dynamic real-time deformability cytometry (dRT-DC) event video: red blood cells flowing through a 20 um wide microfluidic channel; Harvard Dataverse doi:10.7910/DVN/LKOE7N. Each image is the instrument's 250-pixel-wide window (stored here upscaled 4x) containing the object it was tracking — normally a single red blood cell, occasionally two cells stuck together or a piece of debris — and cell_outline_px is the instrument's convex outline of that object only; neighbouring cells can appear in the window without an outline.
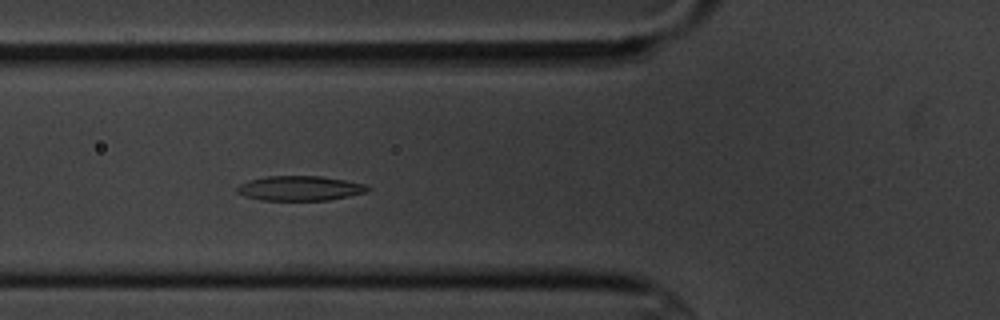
{"species": "common noctule bat (a hibernating species)", "species_latin": "Nyctalus noctula", "temperature_condition": "cold", "stored_images_in_passage": 6, "camera_frame_rate_fps": 3000, "um_per_image_px": 0.085, "animal": {"sex": "male", "body_mass_g": 20.1, "forearm_length_mm": 53.5}, "frame": {"image": 1, "passage_image": 5, "time_ms": 4.667, "image_size_px": [1000, 320], "cell_outline_px": [[372, 188], [368, 192], [328, 200], [260, 200], [244, 196], [236, 192], [236, 188], [240, 184], [248, 180], [264, 176], [320, 176], [344, 180], [364, 184]], "centroid_in_image_um": [25.46, 16.0], "position_along_channel_um": 100.3, "area_um2": 18.9}}
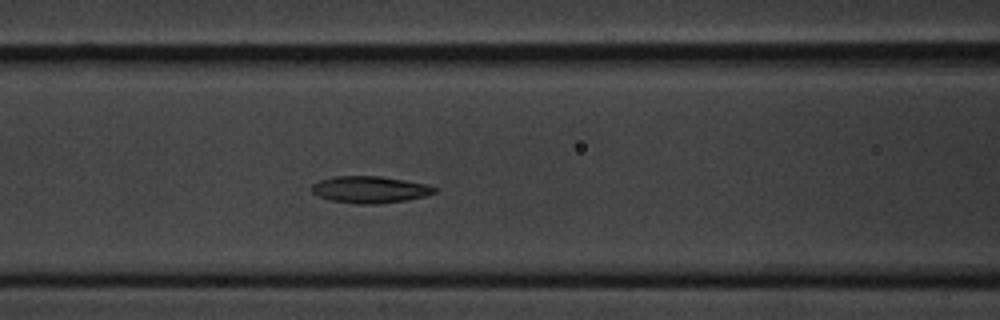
{"frame": {"image": 2, "passage_image": 6, "time_ms": 5.667, "image_size_px": [1000, 320], "cell_outline_px": [[436, 192], [424, 196], [408, 200], [376, 204], [356, 204], [328, 200], [312, 192], [312, 184], [320, 180], [336, 176], [380, 176], [404, 180], [424, 184], [436, 188]], "centroid_in_image_um": [31.42, 16.12], "position_along_channel_um": 135.2, "area_um2": 19.07}}